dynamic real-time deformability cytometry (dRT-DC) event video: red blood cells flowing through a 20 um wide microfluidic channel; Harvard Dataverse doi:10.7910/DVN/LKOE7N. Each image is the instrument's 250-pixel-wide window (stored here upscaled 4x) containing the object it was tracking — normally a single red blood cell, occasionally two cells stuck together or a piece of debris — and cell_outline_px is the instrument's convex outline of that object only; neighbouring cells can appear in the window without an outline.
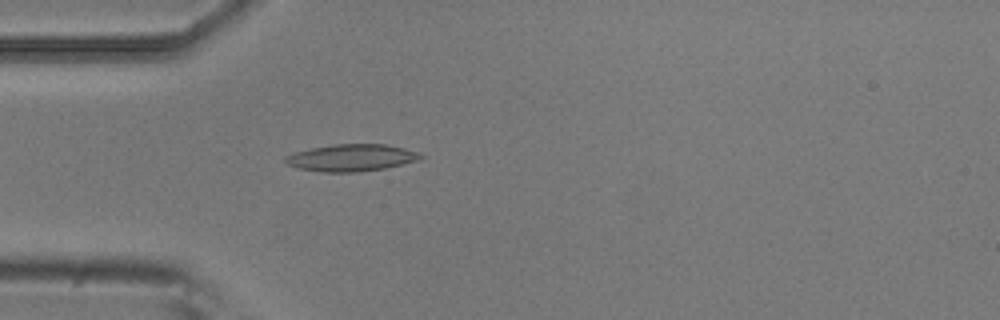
{"species": "common noctule bat (a hibernating species)", "species_latin": "Nyctalus noctula", "temperature_condition": "room temperature", "stored_images_in_passage": 4, "camera_frame_rate_fps": 3000, "um_per_image_px": 0.085, "animal": {"sex": "male", "body_mass_g": 20.5, "forearm_length_mm": 52.5}, "frame": {"image": 1, "passage_image": 4, "time_ms": 1.0, "image_size_px": [1000, 320], "cell_outline_px": [[424, 156], [420, 160], [384, 168], [360, 172], [320, 172], [300, 168], [284, 164], [284, 156], [296, 152], [312, 148], [332, 144], [388, 144], [420, 152]], "centroid_in_image_um": [29.88, 13.4], "position_along_channel_um": 55.1, "area_um2": 21.44}}